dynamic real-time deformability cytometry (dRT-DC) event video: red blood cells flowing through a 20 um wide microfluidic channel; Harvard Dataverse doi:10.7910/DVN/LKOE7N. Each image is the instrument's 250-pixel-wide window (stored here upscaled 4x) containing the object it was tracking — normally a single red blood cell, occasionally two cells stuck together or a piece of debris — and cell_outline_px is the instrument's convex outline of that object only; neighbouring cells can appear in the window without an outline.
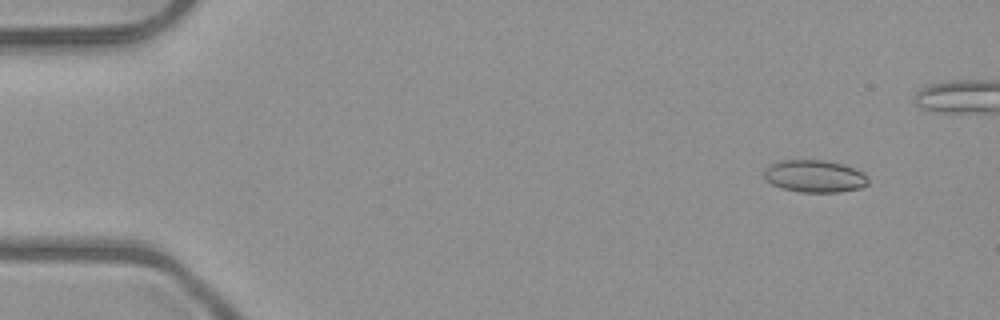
{"species": "common noctule bat (a hibernating species)", "species_latin": "Nyctalus noctula", "temperature_condition": "room temperature", "stored_images_in_passage": 46, "camera_frame_rate_fps": 3000, "um_per_image_px": 0.085, "animal": {"sex": "male", "body_mass_g": 23.1, "forearm_length_mm": 52.7}, "frame": {"image": 1, "passage_image": 5, "time_ms": 1.333, "image_size_px": [1000, 320], "cell_outline_px": [[868, 184], [860, 188], [840, 192], [800, 192], [780, 188], [772, 184], [764, 176], [764, 168], [768, 164], [780, 160], [824, 160], [844, 164], [864, 172], [868, 180]], "centroid_in_image_um": [69.23, 14.97], "position_along_channel_um": 15.8, "area_um2": 19.83}}
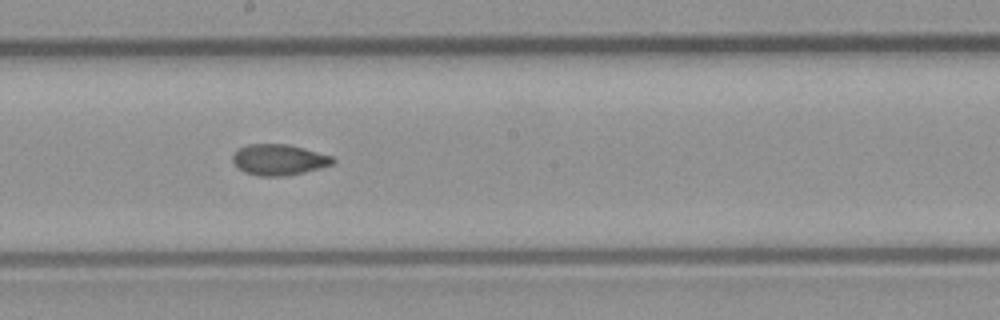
{"frame": {"image": 2, "passage_image": 29, "time_ms": 9.333, "image_size_px": [1000, 320], "cell_outline_px": [[336, 160], [332, 164], [320, 168], [304, 172], [284, 176], [260, 176], [244, 172], [232, 160], [232, 156], [240, 148], [248, 144], [288, 144], [304, 148], [332, 156]], "centroid_in_image_um": [23.73, 13.57], "position_along_channel_um": 224.5, "area_um2": 17.86}}
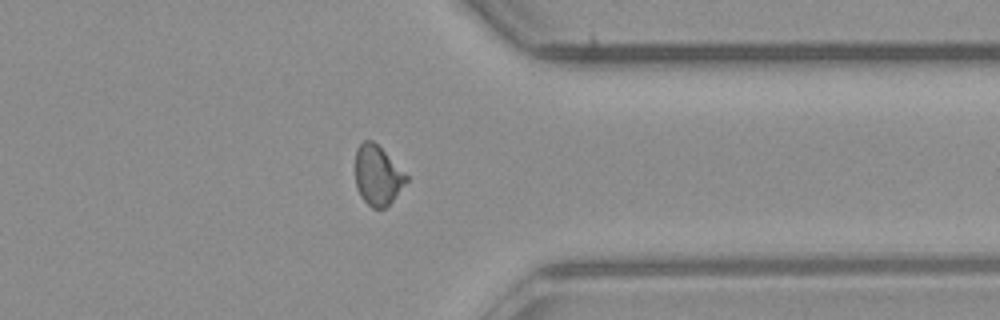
{"frame": {"image": 3, "passage_image": 41, "time_ms": 13.333, "image_size_px": [1000, 320], "cell_outline_px": [[408, 180], [392, 200], [384, 208], [372, 208], [360, 196], [356, 188], [356, 148], [364, 140], [372, 140], [408, 176]], "centroid_in_image_um": [32.07, 14.91], "position_along_channel_um": 379.3, "area_um2": 17.34}, "authors_computed_cell_mechanics": {"area_um2": 18.2648, "velocity_mm_per_s": 4.0318, "shape_relaxation_time_tau1_ms": null, "shape_relaxation_time_tau2_ms": 2.1258, "deformation_change_tau1": null, "deformation_change_tau2": 0.0571}}